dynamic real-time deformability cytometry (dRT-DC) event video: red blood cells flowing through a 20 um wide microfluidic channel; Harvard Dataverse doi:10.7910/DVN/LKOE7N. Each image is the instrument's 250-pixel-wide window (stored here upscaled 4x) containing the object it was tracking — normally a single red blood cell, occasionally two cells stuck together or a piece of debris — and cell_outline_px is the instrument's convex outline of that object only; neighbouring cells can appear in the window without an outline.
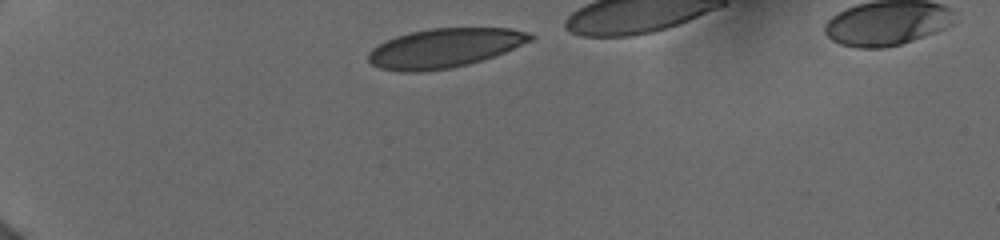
{"species": "human", "species_latin": "Homo sapiens", "temperature_condition": "cold", "stored_images_in_passage": 31, "camera_frame_rate_fps": 3000, "um_per_image_px": 0.085, "donor": {"sex": "female"}, "frame": {"image": 1, "passage_image": 1, "time_ms": 0.0, "image_size_px": [1000, 240], "cell_outline_px": [[536, 36], [532, 40], [504, 52], [468, 64], [452, 68], [420, 72], [400, 72], [380, 68], [372, 64], [368, 60], [368, 52], [372, 48], [396, 36], [408, 32], [428, 28], [512, 28], [528, 32]], "centroid_in_image_um": [37.77, 4.08], "position_along_channel_um": 47.2, "area_um2": 36.99}}
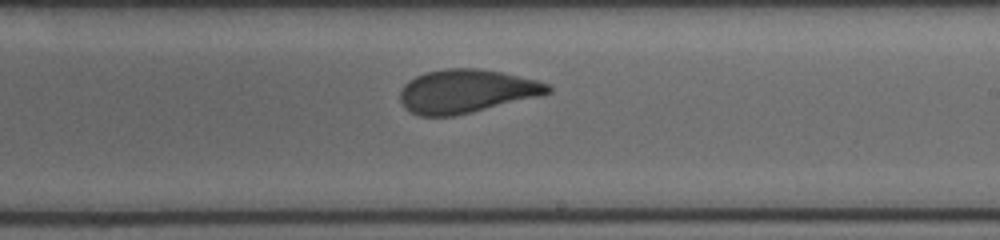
{"frame": {"image": 2, "passage_image": 15, "time_ms": 6.333, "image_size_px": [1000, 240], "cell_outline_px": [[552, 92], [544, 96], [472, 112], [452, 116], [420, 116], [404, 108], [400, 100], [400, 88], [408, 80], [424, 72], [444, 68], [476, 68], [500, 72], [536, 80], [548, 84], [552, 88]], "centroid_in_image_um": [39.64, 7.75], "position_along_channel_um": 249.4, "area_um2": 37.8}}
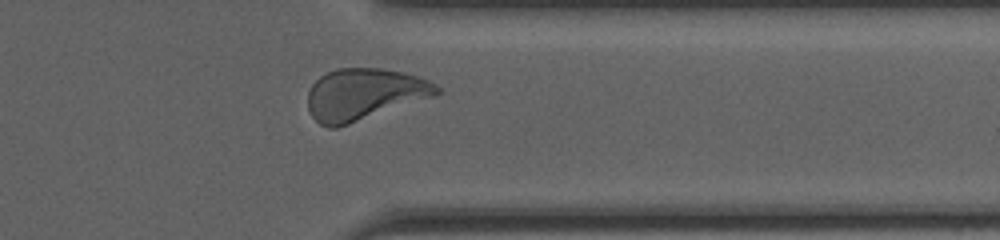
{"frame": {"image": 3, "passage_image": 26, "time_ms": 9.667, "image_size_px": [1000, 240], "cell_outline_px": [[440, 92], [436, 96], [336, 128], [328, 128], [320, 124], [312, 116], [308, 108], [308, 92], [312, 84], [320, 76], [336, 68], [380, 68], [400, 72], [416, 76], [428, 80], [436, 84], [440, 88]], "centroid_in_image_um": [30.95, 8.02], "position_along_channel_um": 380.5, "area_um2": 38.73}}